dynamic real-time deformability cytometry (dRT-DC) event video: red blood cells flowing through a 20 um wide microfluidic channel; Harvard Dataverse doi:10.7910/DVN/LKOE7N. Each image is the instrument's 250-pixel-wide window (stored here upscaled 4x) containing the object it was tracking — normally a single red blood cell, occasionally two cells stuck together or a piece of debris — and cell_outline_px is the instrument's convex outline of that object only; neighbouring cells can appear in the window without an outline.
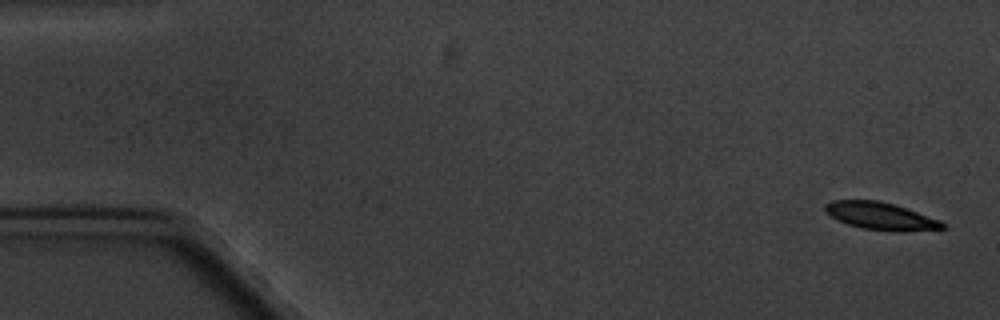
{"species": "common noctule bat (a hibernating species)", "species_latin": "Nyctalus noctula", "temperature_condition": "cold", "stored_images_in_passage": 7, "camera_frame_rate_fps": 3000, "um_per_image_px": 0.085, "animal": {"sex": "male", "body_mass_g": 20.1, "forearm_length_mm": 53.5}, "frame": {"image": 1, "passage_image": 1, "time_ms": 0.0, "image_size_px": [1000, 320], "cell_outline_px": [[948, 224], [944, 228], [896, 232], [860, 228], [848, 224], [824, 212], [824, 204], [832, 200], [880, 200], [940, 220]], "centroid_in_image_um": [74.83, 18.36], "position_along_channel_um": 10.2, "area_um2": 18.61}}